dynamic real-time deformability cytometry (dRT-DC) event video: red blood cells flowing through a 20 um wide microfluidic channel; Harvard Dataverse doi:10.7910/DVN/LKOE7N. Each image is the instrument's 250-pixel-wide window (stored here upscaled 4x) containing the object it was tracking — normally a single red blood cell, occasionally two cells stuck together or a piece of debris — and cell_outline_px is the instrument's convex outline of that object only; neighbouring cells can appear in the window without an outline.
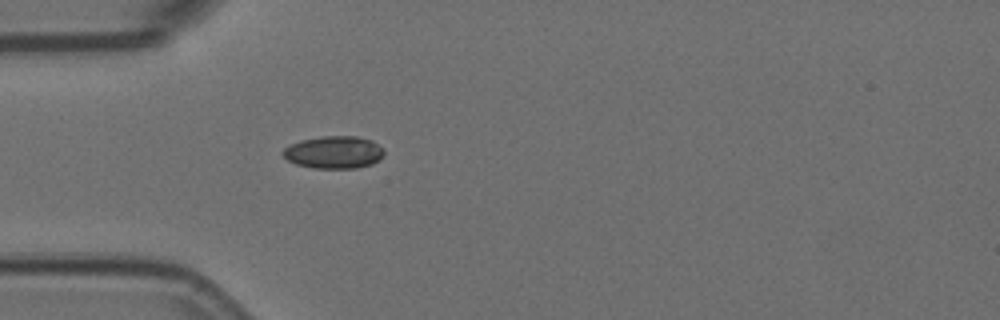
{"species": "Egyptian fruit bat (a non-hibernating species)", "species_latin": "Rousettus aegyptiacus", "temperature_condition": "room temperature", "stored_images_in_passage": 5, "camera_frame_rate_fps": 3000, "um_per_image_px": 0.085, "animal": {"sex": "female"}, "frame": {"image": 1, "passage_image": 5, "time_ms": 1.333, "image_size_px": [1000, 320], "cell_outline_px": [[384, 156], [380, 160], [372, 164], [356, 168], [312, 168], [296, 164], [288, 160], [280, 152], [284, 148], [300, 140], [324, 136], [356, 136], [372, 140], [384, 148]], "centroid_in_image_um": [28.41, 12.94], "position_along_channel_um": 56.6, "area_um2": 19.31}}